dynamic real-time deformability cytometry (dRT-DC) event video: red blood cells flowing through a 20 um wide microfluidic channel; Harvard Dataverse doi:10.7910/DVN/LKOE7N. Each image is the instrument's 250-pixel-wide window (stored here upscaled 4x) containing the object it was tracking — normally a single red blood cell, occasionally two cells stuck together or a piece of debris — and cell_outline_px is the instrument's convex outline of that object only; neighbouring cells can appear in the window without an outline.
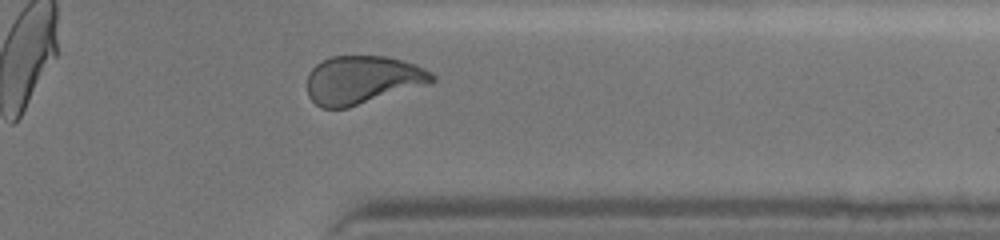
{"species": "human", "species_latin": "Homo sapiens", "temperature_condition": "cold", "stored_images_in_passage": 32, "camera_frame_rate_fps": 3000, "um_per_image_px": 0.085, "donor": {"sex": "female"}, "frame": {"image": 1, "passage_image": 28, "time_ms": 9.0, "image_size_px": [1000, 240], "cell_outline_px": [[436, 80], [428, 84], [348, 108], [320, 108], [308, 96], [308, 72], [316, 64], [332, 56], [384, 56], [400, 60], [424, 68], [432, 72], [436, 76]], "centroid_in_image_um": [30.8, 6.8], "position_along_channel_um": 380.6, "area_um2": 35.03}}